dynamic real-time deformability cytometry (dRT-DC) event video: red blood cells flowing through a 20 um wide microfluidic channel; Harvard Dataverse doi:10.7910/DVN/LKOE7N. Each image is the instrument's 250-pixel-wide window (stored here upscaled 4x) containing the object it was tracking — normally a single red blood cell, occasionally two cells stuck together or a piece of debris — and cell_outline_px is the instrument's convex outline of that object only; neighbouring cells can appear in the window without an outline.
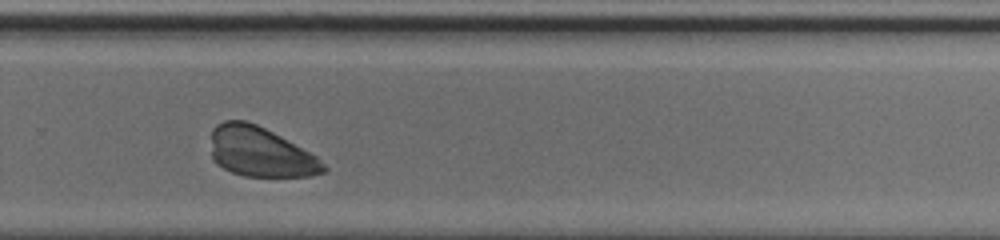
{"species": "common noctule bat (a hibernating species)", "species_latin": "Nyctalus noctula", "temperature_condition": "cold", "stored_images_in_passage": 32, "camera_frame_rate_fps": 3000, "um_per_image_px": 0.085, "animal": {"sex": "male", "body_mass_g": 20.0, "forearm_length_mm": 53.3}, "frame": {"image": 1, "passage_image": 21, "time_ms": 6.667, "image_size_px": [1000, 240], "cell_outline_px": [[328, 168], [324, 172], [312, 176], [244, 176], [232, 172], [216, 164], [212, 160], [212, 128], [216, 124], [224, 120], [244, 120], [256, 124], [280, 136], [316, 156]], "centroid_in_image_um": [22.1, 12.92], "position_along_channel_um": 307.7, "area_um2": 32.48}}